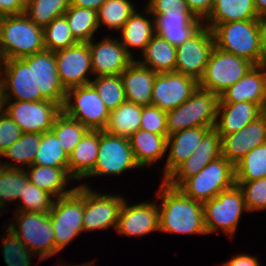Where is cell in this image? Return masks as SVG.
<instances>
[{
	"mask_svg": "<svg viewBox=\"0 0 266 266\" xmlns=\"http://www.w3.org/2000/svg\"><path fill=\"white\" fill-rule=\"evenodd\" d=\"M25 5L31 0H21Z\"/></svg>",
	"mask_w": 266,
	"mask_h": 266,
	"instance_id": "62",
	"label": "cell"
},
{
	"mask_svg": "<svg viewBox=\"0 0 266 266\" xmlns=\"http://www.w3.org/2000/svg\"><path fill=\"white\" fill-rule=\"evenodd\" d=\"M69 156L50 130L41 134V143L32 165L68 168Z\"/></svg>",
	"mask_w": 266,
	"mask_h": 266,
	"instance_id": "40",
	"label": "cell"
},
{
	"mask_svg": "<svg viewBox=\"0 0 266 266\" xmlns=\"http://www.w3.org/2000/svg\"><path fill=\"white\" fill-rule=\"evenodd\" d=\"M41 143V134L22 133L0 157V165L7 168L26 169L34 162ZM3 158H7L3 161Z\"/></svg>",
	"mask_w": 266,
	"mask_h": 266,
	"instance_id": "33",
	"label": "cell"
},
{
	"mask_svg": "<svg viewBox=\"0 0 266 266\" xmlns=\"http://www.w3.org/2000/svg\"><path fill=\"white\" fill-rule=\"evenodd\" d=\"M155 22V33L175 47L193 36L203 25L196 16H167L152 14Z\"/></svg>",
	"mask_w": 266,
	"mask_h": 266,
	"instance_id": "30",
	"label": "cell"
},
{
	"mask_svg": "<svg viewBox=\"0 0 266 266\" xmlns=\"http://www.w3.org/2000/svg\"><path fill=\"white\" fill-rule=\"evenodd\" d=\"M44 45L46 50L55 52L78 43L70 30L65 16L53 19L43 28Z\"/></svg>",
	"mask_w": 266,
	"mask_h": 266,
	"instance_id": "45",
	"label": "cell"
},
{
	"mask_svg": "<svg viewBox=\"0 0 266 266\" xmlns=\"http://www.w3.org/2000/svg\"><path fill=\"white\" fill-rule=\"evenodd\" d=\"M90 84L111 112L126 101L123 82L120 75L98 76L91 79Z\"/></svg>",
	"mask_w": 266,
	"mask_h": 266,
	"instance_id": "43",
	"label": "cell"
},
{
	"mask_svg": "<svg viewBox=\"0 0 266 266\" xmlns=\"http://www.w3.org/2000/svg\"><path fill=\"white\" fill-rule=\"evenodd\" d=\"M219 95L200 88L177 108L166 112L168 136L194 127H215Z\"/></svg>",
	"mask_w": 266,
	"mask_h": 266,
	"instance_id": "5",
	"label": "cell"
},
{
	"mask_svg": "<svg viewBox=\"0 0 266 266\" xmlns=\"http://www.w3.org/2000/svg\"><path fill=\"white\" fill-rule=\"evenodd\" d=\"M56 265L55 266H96V260H91V261H88V262H81V263H79V264H74V263H66V261H64L63 259L62 260H59V262L57 263V261H56V263H55Z\"/></svg>",
	"mask_w": 266,
	"mask_h": 266,
	"instance_id": "58",
	"label": "cell"
},
{
	"mask_svg": "<svg viewBox=\"0 0 266 266\" xmlns=\"http://www.w3.org/2000/svg\"><path fill=\"white\" fill-rule=\"evenodd\" d=\"M266 143V122L260 115L239 131L221 138L222 156L234 166L255 147Z\"/></svg>",
	"mask_w": 266,
	"mask_h": 266,
	"instance_id": "21",
	"label": "cell"
},
{
	"mask_svg": "<svg viewBox=\"0 0 266 266\" xmlns=\"http://www.w3.org/2000/svg\"><path fill=\"white\" fill-rule=\"evenodd\" d=\"M0 42L7 60L46 50L43 28L35 25L25 13L2 16Z\"/></svg>",
	"mask_w": 266,
	"mask_h": 266,
	"instance_id": "3",
	"label": "cell"
},
{
	"mask_svg": "<svg viewBox=\"0 0 266 266\" xmlns=\"http://www.w3.org/2000/svg\"><path fill=\"white\" fill-rule=\"evenodd\" d=\"M3 110L19 126L22 133L43 134L50 131L62 108L51 101L3 100Z\"/></svg>",
	"mask_w": 266,
	"mask_h": 266,
	"instance_id": "14",
	"label": "cell"
},
{
	"mask_svg": "<svg viewBox=\"0 0 266 266\" xmlns=\"http://www.w3.org/2000/svg\"><path fill=\"white\" fill-rule=\"evenodd\" d=\"M1 236V254L6 266H31L37 256L32 253L5 222Z\"/></svg>",
	"mask_w": 266,
	"mask_h": 266,
	"instance_id": "38",
	"label": "cell"
},
{
	"mask_svg": "<svg viewBox=\"0 0 266 266\" xmlns=\"http://www.w3.org/2000/svg\"><path fill=\"white\" fill-rule=\"evenodd\" d=\"M266 178V143L255 147L235 165V181Z\"/></svg>",
	"mask_w": 266,
	"mask_h": 266,
	"instance_id": "42",
	"label": "cell"
},
{
	"mask_svg": "<svg viewBox=\"0 0 266 266\" xmlns=\"http://www.w3.org/2000/svg\"><path fill=\"white\" fill-rule=\"evenodd\" d=\"M137 7L136 0H106L97 11L99 32L105 29L117 34Z\"/></svg>",
	"mask_w": 266,
	"mask_h": 266,
	"instance_id": "35",
	"label": "cell"
},
{
	"mask_svg": "<svg viewBox=\"0 0 266 266\" xmlns=\"http://www.w3.org/2000/svg\"><path fill=\"white\" fill-rule=\"evenodd\" d=\"M13 212V219L5 223L26 247L34 253L38 261L55 256L54 231L50 213ZM13 221V222H12Z\"/></svg>",
	"mask_w": 266,
	"mask_h": 266,
	"instance_id": "6",
	"label": "cell"
},
{
	"mask_svg": "<svg viewBox=\"0 0 266 266\" xmlns=\"http://www.w3.org/2000/svg\"><path fill=\"white\" fill-rule=\"evenodd\" d=\"M135 169L140 167L134 160L129 138L99 130L97 161L94 171L86 179H103V176L116 178Z\"/></svg>",
	"mask_w": 266,
	"mask_h": 266,
	"instance_id": "9",
	"label": "cell"
},
{
	"mask_svg": "<svg viewBox=\"0 0 266 266\" xmlns=\"http://www.w3.org/2000/svg\"><path fill=\"white\" fill-rule=\"evenodd\" d=\"M260 65L266 66V16L259 17Z\"/></svg>",
	"mask_w": 266,
	"mask_h": 266,
	"instance_id": "55",
	"label": "cell"
},
{
	"mask_svg": "<svg viewBox=\"0 0 266 266\" xmlns=\"http://www.w3.org/2000/svg\"><path fill=\"white\" fill-rule=\"evenodd\" d=\"M106 0H70V5L98 11Z\"/></svg>",
	"mask_w": 266,
	"mask_h": 266,
	"instance_id": "56",
	"label": "cell"
},
{
	"mask_svg": "<svg viewBox=\"0 0 266 266\" xmlns=\"http://www.w3.org/2000/svg\"><path fill=\"white\" fill-rule=\"evenodd\" d=\"M222 156L221 137L212 128L187 159L215 160Z\"/></svg>",
	"mask_w": 266,
	"mask_h": 266,
	"instance_id": "48",
	"label": "cell"
},
{
	"mask_svg": "<svg viewBox=\"0 0 266 266\" xmlns=\"http://www.w3.org/2000/svg\"><path fill=\"white\" fill-rule=\"evenodd\" d=\"M49 213L57 255L84 233V185L77 184L71 194L56 198Z\"/></svg>",
	"mask_w": 266,
	"mask_h": 266,
	"instance_id": "4",
	"label": "cell"
},
{
	"mask_svg": "<svg viewBox=\"0 0 266 266\" xmlns=\"http://www.w3.org/2000/svg\"><path fill=\"white\" fill-rule=\"evenodd\" d=\"M260 262L259 256L257 255L239 252V254H235L227 261H223L221 265L218 264V266H262Z\"/></svg>",
	"mask_w": 266,
	"mask_h": 266,
	"instance_id": "52",
	"label": "cell"
},
{
	"mask_svg": "<svg viewBox=\"0 0 266 266\" xmlns=\"http://www.w3.org/2000/svg\"><path fill=\"white\" fill-rule=\"evenodd\" d=\"M254 6L258 17L266 16V0H254Z\"/></svg>",
	"mask_w": 266,
	"mask_h": 266,
	"instance_id": "57",
	"label": "cell"
},
{
	"mask_svg": "<svg viewBox=\"0 0 266 266\" xmlns=\"http://www.w3.org/2000/svg\"><path fill=\"white\" fill-rule=\"evenodd\" d=\"M259 19L254 0H215L210 15L203 21L212 29L219 23Z\"/></svg>",
	"mask_w": 266,
	"mask_h": 266,
	"instance_id": "31",
	"label": "cell"
},
{
	"mask_svg": "<svg viewBox=\"0 0 266 266\" xmlns=\"http://www.w3.org/2000/svg\"><path fill=\"white\" fill-rule=\"evenodd\" d=\"M55 198L48 192L38 188L29 179L24 182L23 196L14 211L46 213L52 210Z\"/></svg>",
	"mask_w": 266,
	"mask_h": 266,
	"instance_id": "44",
	"label": "cell"
},
{
	"mask_svg": "<svg viewBox=\"0 0 266 266\" xmlns=\"http://www.w3.org/2000/svg\"><path fill=\"white\" fill-rule=\"evenodd\" d=\"M140 129L154 134L168 136L166 111L154 105L142 106Z\"/></svg>",
	"mask_w": 266,
	"mask_h": 266,
	"instance_id": "47",
	"label": "cell"
},
{
	"mask_svg": "<svg viewBox=\"0 0 266 266\" xmlns=\"http://www.w3.org/2000/svg\"><path fill=\"white\" fill-rule=\"evenodd\" d=\"M213 160L186 159L164 181L171 187L179 188L187 179L198 174Z\"/></svg>",
	"mask_w": 266,
	"mask_h": 266,
	"instance_id": "49",
	"label": "cell"
},
{
	"mask_svg": "<svg viewBox=\"0 0 266 266\" xmlns=\"http://www.w3.org/2000/svg\"><path fill=\"white\" fill-rule=\"evenodd\" d=\"M260 115L262 116V118L265 120L266 122V93L263 99V103L260 107Z\"/></svg>",
	"mask_w": 266,
	"mask_h": 266,
	"instance_id": "60",
	"label": "cell"
},
{
	"mask_svg": "<svg viewBox=\"0 0 266 266\" xmlns=\"http://www.w3.org/2000/svg\"><path fill=\"white\" fill-rule=\"evenodd\" d=\"M21 135L19 126L3 110L0 113V157Z\"/></svg>",
	"mask_w": 266,
	"mask_h": 266,
	"instance_id": "51",
	"label": "cell"
},
{
	"mask_svg": "<svg viewBox=\"0 0 266 266\" xmlns=\"http://www.w3.org/2000/svg\"><path fill=\"white\" fill-rule=\"evenodd\" d=\"M88 130L85 125L71 118L64 111L57 115L51 128L68 156Z\"/></svg>",
	"mask_w": 266,
	"mask_h": 266,
	"instance_id": "39",
	"label": "cell"
},
{
	"mask_svg": "<svg viewBox=\"0 0 266 266\" xmlns=\"http://www.w3.org/2000/svg\"><path fill=\"white\" fill-rule=\"evenodd\" d=\"M235 184V166L220 156L187 179L179 189L191 199L204 203Z\"/></svg>",
	"mask_w": 266,
	"mask_h": 266,
	"instance_id": "8",
	"label": "cell"
},
{
	"mask_svg": "<svg viewBox=\"0 0 266 266\" xmlns=\"http://www.w3.org/2000/svg\"><path fill=\"white\" fill-rule=\"evenodd\" d=\"M253 66L255 65L252 62L243 57L214 47L198 86L220 96L228 87L244 77Z\"/></svg>",
	"mask_w": 266,
	"mask_h": 266,
	"instance_id": "11",
	"label": "cell"
},
{
	"mask_svg": "<svg viewBox=\"0 0 266 266\" xmlns=\"http://www.w3.org/2000/svg\"><path fill=\"white\" fill-rule=\"evenodd\" d=\"M138 8L117 35L121 44L134 60L139 57L138 53L141 55L144 52L147 44L156 34L154 17L150 11L144 5L141 7V10L140 7ZM136 51L139 52L136 53Z\"/></svg>",
	"mask_w": 266,
	"mask_h": 266,
	"instance_id": "22",
	"label": "cell"
},
{
	"mask_svg": "<svg viewBox=\"0 0 266 266\" xmlns=\"http://www.w3.org/2000/svg\"><path fill=\"white\" fill-rule=\"evenodd\" d=\"M156 72L134 60L121 74L126 101L151 105Z\"/></svg>",
	"mask_w": 266,
	"mask_h": 266,
	"instance_id": "25",
	"label": "cell"
},
{
	"mask_svg": "<svg viewBox=\"0 0 266 266\" xmlns=\"http://www.w3.org/2000/svg\"><path fill=\"white\" fill-rule=\"evenodd\" d=\"M198 88V81L178 72L157 73L152 90L151 105L163 111L177 108Z\"/></svg>",
	"mask_w": 266,
	"mask_h": 266,
	"instance_id": "19",
	"label": "cell"
},
{
	"mask_svg": "<svg viewBox=\"0 0 266 266\" xmlns=\"http://www.w3.org/2000/svg\"><path fill=\"white\" fill-rule=\"evenodd\" d=\"M154 193L162 234L207 235L203 203L191 199L165 181H161Z\"/></svg>",
	"mask_w": 266,
	"mask_h": 266,
	"instance_id": "1",
	"label": "cell"
},
{
	"mask_svg": "<svg viewBox=\"0 0 266 266\" xmlns=\"http://www.w3.org/2000/svg\"><path fill=\"white\" fill-rule=\"evenodd\" d=\"M260 116V106L253 102H219L214 129L222 138L235 133Z\"/></svg>",
	"mask_w": 266,
	"mask_h": 266,
	"instance_id": "26",
	"label": "cell"
},
{
	"mask_svg": "<svg viewBox=\"0 0 266 266\" xmlns=\"http://www.w3.org/2000/svg\"><path fill=\"white\" fill-rule=\"evenodd\" d=\"M33 78L41 96L63 108L67 90L58 75L55 52L44 50L33 54Z\"/></svg>",
	"mask_w": 266,
	"mask_h": 266,
	"instance_id": "20",
	"label": "cell"
},
{
	"mask_svg": "<svg viewBox=\"0 0 266 266\" xmlns=\"http://www.w3.org/2000/svg\"><path fill=\"white\" fill-rule=\"evenodd\" d=\"M7 62V58L4 54L3 48L1 46V42H0V74L1 71L3 70L4 66L6 65Z\"/></svg>",
	"mask_w": 266,
	"mask_h": 266,
	"instance_id": "59",
	"label": "cell"
},
{
	"mask_svg": "<svg viewBox=\"0 0 266 266\" xmlns=\"http://www.w3.org/2000/svg\"><path fill=\"white\" fill-rule=\"evenodd\" d=\"M84 185V234L88 231L116 230L119 212L126 198V195L118 192L105 191L103 193L94 189L89 182H82ZM92 187V188H91Z\"/></svg>",
	"mask_w": 266,
	"mask_h": 266,
	"instance_id": "10",
	"label": "cell"
},
{
	"mask_svg": "<svg viewBox=\"0 0 266 266\" xmlns=\"http://www.w3.org/2000/svg\"><path fill=\"white\" fill-rule=\"evenodd\" d=\"M25 171L31 183L50 193L55 199L71 194L77 187L68 168L31 165ZM70 183L72 185L69 187Z\"/></svg>",
	"mask_w": 266,
	"mask_h": 266,
	"instance_id": "29",
	"label": "cell"
},
{
	"mask_svg": "<svg viewBox=\"0 0 266 266\" xmlns=\"http://www.w3.org/2000/svg\"><path fill=\"white\" fill-rule=\"evenodd\" d=\"M145 2L144 6L151 14L195 16L185 0H146Z\"/></svg>",
	"mask_w": 266,
	"mask_h": 266,
	"instance_id": "50",
	"label": "cell"
},
{
	"mask_svg": "<svg viewBox=\"0 0 266 266\" xmlns=\"http://www.w3.org/2000/svg\"><path fill=\"white\" fill-rule=\"evenodd\" d=\"M3 111V98L2 94L0 93V113Z\"/></svg>",
	"mask_w": 266,
	"mask_h": 266,
	"instance_id": "61",
	"label": "cell"
},
{
	"mask_svg": "<svg viewBox=\"0 0 266 266\" xmlns=\"http://www.w3.org/2000/svg\"><path fill=\"white\" fill-rule=\"evenodd\" d=\"M27 179L28 175L24 169L0 165V207L5 213L9 212L12 205L16 206L23 196L24 182Z\"/></svg>",
	"mask_w": 266,
	"mask_h": 266,
	"instance_id": "37",
	"label": "cell"
},
{
	"mask_svg": "<svg viewBox=\"0 0 266 266\" xmlns=\"http://www.w3.org/2000/svg\"><path fill=\"white\" fill-rule=\"evenodd\" d=\"M167 137L143 129H138L129 137L134 160L140 170L154 165L158 167L163 163L161 161L166 160Z\"/></svg>",
	"mask_w": 266,
	"mask_h": 266,
	"instance_id": "27",
	"label": "cell"
},
{
	"mask_svg": "<svg viewBox=\"0 0 266 266\" xmlns=\"http://www.w3.org/2000/svg\"><path fill=\"white\" fill-rule=\"evenodd\" d=\"M266 93V66H253L244 77L219 96V102H253L260 107Z\"/></svg>",
	"mask_w": 266,
	"mask_h": 266,
	"instance_id": "24",
	"label": "cell"
},
{
	"mask_svg": "<svg viewBox=\"0 0 266 266\" xmlns=\"http://www.w3.org/2000/svg\"><path fill=\"white\" fill-rule=\"evenodd\" d=\"M214 47L212 30L203 25L193 36L176 47L175 72L191 76L199 81Z\"/></svg>",
	"mask_w": 266,
	"mask_h": 266,
	"instance_id": "15",
	"label": "cell"
},
{
	"mask_svg": "<svg viewBox=\"0 0 266 266\" xmlns=\"http://www.w3.org/2000/svg\"><path fill=\"white\" fill-rule=\"evenodd\" d=\"M193 14L204 21L211 13L213 0H185Z\"/></svg>",
	"mask_w": 266,
	"mask_h": 266,
	"instance_id": "53",
	"label": "cell"
},
{
	"mask_svg": "<svg viewBox=\"0 0 266 266\" xmlns=\"http://www.w3.org/2000/svg\"><path fill=\"white\" fill-rule=\"evenodd\" d=\"M99 149V130H88L69 155L68 173L81 184L94 171Z\"/></svg>",
	"mask_w": 266,
	"mask_h": 266,
	"instance_id": "28",
	"label": "cell"
},
{
	"mask_svg": "<svg viewBox=\"0 0 266 266\" xmlns=\"http://www.w3.org/2000/svg\"><path fill=\"white\" fill-rule=\"evenodd\" d=\"M244 195L249 214L266 210V178L254 181H236Z\"/></svg>",
	"mask_w": 266,
	"mask_h": 266,
	"instance_id": "46",
	"label": "cell"
},
{
	"mask_svg": "<svg viewBox=\"0 0 266 266\" xmlns=\"http://www.w3.org/2000/svg\"><path fill=\"white\" fill-rule=\"evenodd\" d=\"M102 34L100 40L88 42L93 77L120 75L134 59L128 54L118 37Z\"/></svg>",
	"mask_w": 266,
	"mask_h": 266,
	"instance_id": "17",
	"label": "cell"
},
{
	"mask_svg": "<svg viewBox=\"0 0 266 266\" xmlns=\"http://www.w3.org/2000/svg\"><path fill=\"white\" fill-rule=\"evenodd\" d=\"M142 106L125 101L109 113L103 129L108 134L129 138L140 129Z\"/></svg>",
	"mask_w": 266,
	"mask_h": 266,
	"instance_id": "34",
	"label": "cell"
},
{
	"mask_svg": "<svg viewBox=\"0 0 266 266\" xmlns=\"http://www.w3.org/2000/svg\"><path fill=\"white\" fill-rule=\"evenodd\" d=\"M0 93L3 100H45L34 83L33 55L21 59H9L0 74Z\"/></svg>",
	"mask_w": 266,
	"mask_h": 266,
	"instance_id": "13",
	"label": "cell"
},
{
	"mask_svg": "<svg viewBox=\"0 0 266 266\" xmlns=\"http://www.w3.org/2000/svg\"><path fill=\"white\" fill-rule=\"evenodd\" d=\"M136 60L156 73L175 72L176 47L155 34Z\"/></svg>",
	"mask_w": 266,
	"mask_h": 266,
	"instance_id": "32",
	"label": "cell"
},
{
	"mask_svg": "<svg viewBox=\"0 0 266 266\" xmlns=\"http://www.w3.org/2000/svg\"><path fill=\"white\" fill-rule=\"evenodd\" d=\"M203 209L207 235H220L221 231L230 240L236 237L244 213L249 214L243 191L237 184L204 202Z\"/></svg>",
	"mask_w": 266,
	"mask_h": 266,
	"instance_id": "2",
	"label": "cell"
},
{
	"mask_svg": "<svg viewBox=\"0 0 266 266\" xmlns=\"http://www.w3.org/2000/svg\"><path fill=\"white\" fill-rule=\"evenodd\" d=\"M3 213H5V212L0 207V214H3ZM0 216H3V215H0Z\"/></svg>",
	"mask_w": 266,
	"mask_h": 266,
	"instance_id": "63",
	"label": "cell"
},
{
	"mask_svg": "<svg viewBox=\"0 0 266 266\" xmlns=\"http://www.w3.org/2000/svg\"><path fill=\"white\" fill-rule=\"evenodd\" d=\"M140 201L131 204L125 198L119 212L115 233L129 238H141V236L160 232L159 208L156 198L153 201Z\"/></svg>",
	"mask_w": 266,
	"mask_h": 266,
	"instance_id": "16",
	"label": "cell"
},
{
	"mask_svg": "<svg viewBox=\"0 0 266 266\" xmlns=\"http://www.w3.org/2000/svg\"><path fill=\"white\" fill-rule=\"evenodd\" d=\"M25 13V4L21 0H0L1 16Z\"/></svg>",
	"mask_w": 266,
	"mask_h": 266,
	"instance_id": "54",
	"label": "cell"
},
{
	"mask_svg": "<svg viewBox=\"0 0 266 266\" xmlns=\"http://www.w3.org/2000/svg\"><path fill=\"white\" fill-rule=\"evenodd\" d=\"M70 0H31L25 5V14L37 26L44 28L53 19L64 16Z\"/></svg>",
	"mask_w": 266,
	"mask_h": 266,
	"instance_id": "41",
	"label": "cell"
},
{
	"mask_svg": "<svg viewBox=\"0 0 266 266\" xmlns=\"http://www.w3.org/2000/svg\"><path fill=\"white\" fill-rule=\"evenodd\" d=\"M64 16L78 43H88L99 31L97 11L70 5Z\"/></svg>",
	"mask_w": 266,
	"mask_h": 266,
	"instance_id": "36",
	"label": "cell"
},
{
	"mask_svg": "<svg viewBox=\"0 0 266 266\" xmlns=\"http://www.w3.org/2000/svg\"><path fill=\"white\" fill-rule=\"evenodd\" d=\"M212 127H194L181 130L167 137V156L162 168L164 181L180 164H182L196 149L202 138Z\"/></svg>",
	"mask_w": 266,
	"mask_h": 266,
	"instance_id": "23",
	"label": "cell"
},
{
	"mask_svg": "<svg viewBox=\"0 0 266 266\" xmlns=\"http://www.w3.org/2000/svg\"><path fill=\"white\" fill-rule=\"evenodd\" d=\"M58 75L66 90L90 84L93 78L88 43H76L55 51Z\"/></svg>",
	"mask_w": 266,
	"mask_h": 266,
	"instance_id": "18",
	"label": "cell"
},
{
	"mask_svg": "<svg viewBox=\"0 0 266 266\" xmlns=\"http://www.w3.org/2000/svg\"><path fill=\"white\" fill-rule=\"evenodd\" d=\"M211 30L215 47L260 65L259 19L219 23Z\"/></svg>",
	"mask_w": 266,
	"mask_h": 266,
	"instance_id": "7",
	"label": "cell"
},
{
	"mask_svg": "<svg viewBox=\"0 0 266 266\" xmlns=\"http://www.w3.org/2000/svg\"><path fill=\"white\" fill-rule=\"evenodd\" d=\"M62 111L89 130H103L110 113L91 84L68 89Z\"/></svg>",
	"mask_w": 266,
	"mask_h": 266,
	"instance_id": "12",
	"label": "cell"
}]
</instances>
